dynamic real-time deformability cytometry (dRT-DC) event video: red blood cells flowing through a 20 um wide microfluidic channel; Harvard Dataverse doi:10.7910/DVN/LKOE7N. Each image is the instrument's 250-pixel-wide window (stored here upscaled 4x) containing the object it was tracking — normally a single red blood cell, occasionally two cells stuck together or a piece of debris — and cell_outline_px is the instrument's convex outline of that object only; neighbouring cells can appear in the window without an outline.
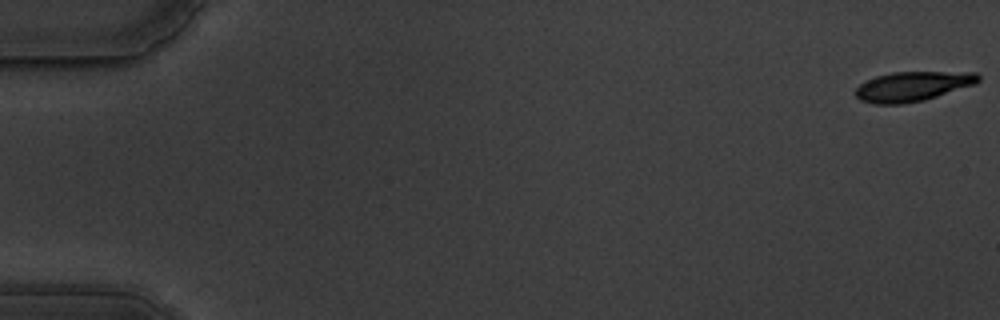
{"species": "common noctule bat (a hibernating species)", "species_latin": "Nyctalus noctula", "temperature_condition": "warm", "stored_images_in_passage": 60, "segment_of_instrument_passage": [1, 2], "camera_frame_rate_fps": 3000, "um_per_image_px": 0.085, "animal": {"sex": "male", "body_mass_g": 19.5, "forearm_length_mm": 54.6}, "frame": {"image": 1, "passage_image": 1, "time_ms": 0.0, "image_size_px": [1000, 320], "cell_outline_px": [[980, 80], [976, 84], [924, 100], [904, 104], [872, 104], [860, 100], [856, 96], [856, 88], [860, 84], [876, 76], [892, 72], [976, 72], [980, 76]], "centroid_in_image_um": [77.58, 7.34], "position_along_channel_um": 7.4, "area_um2": 21.27}}
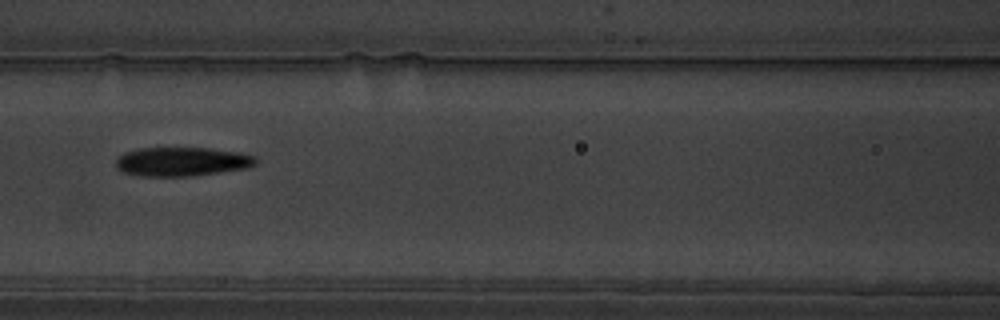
{"frame": {"image": 2, "passage_image": 27, "time_ms": 8.667, "image_size_px": [1000, 320], "cell_outline_px": [[256, 164], [248, 168], [188, 176], [140, 176], [124, 172], [116, 168], [116, 160], [124, 152], [140, 148], [208, 148], [240, 152], [256, 156]], "centroid_in_image_um": [15.47, 13.73], "position_along_channel_um": 151.1, "area_um2": 23.58}}
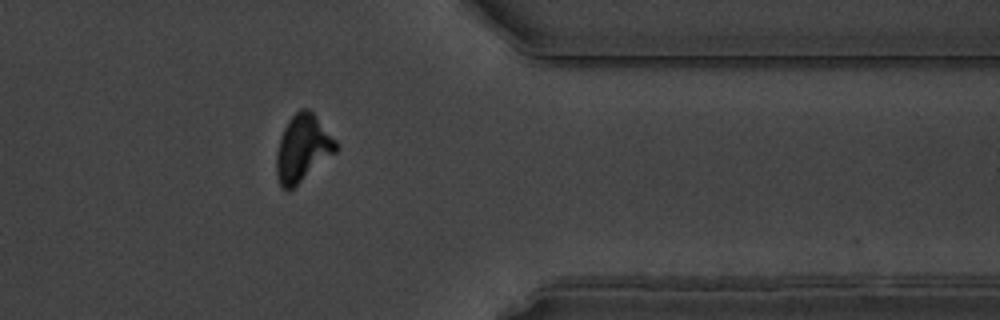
{"frame": {"image": 3, "passage_image": 48, "time_ms": 15.667, "image_size_px": [1000, 320], "cell_outline_px": [[340, 148], [336, 152], [288, 192], [280, 188], [276, 176], [276, 152], [280, 136], [288, 120], [300, 108], [308, 108], [316, 116], [336, 140]], "centroid_in_image_um": [25.71, 12.62], "position_along_channel_um": 385.7, "area_um2": 23.41}}